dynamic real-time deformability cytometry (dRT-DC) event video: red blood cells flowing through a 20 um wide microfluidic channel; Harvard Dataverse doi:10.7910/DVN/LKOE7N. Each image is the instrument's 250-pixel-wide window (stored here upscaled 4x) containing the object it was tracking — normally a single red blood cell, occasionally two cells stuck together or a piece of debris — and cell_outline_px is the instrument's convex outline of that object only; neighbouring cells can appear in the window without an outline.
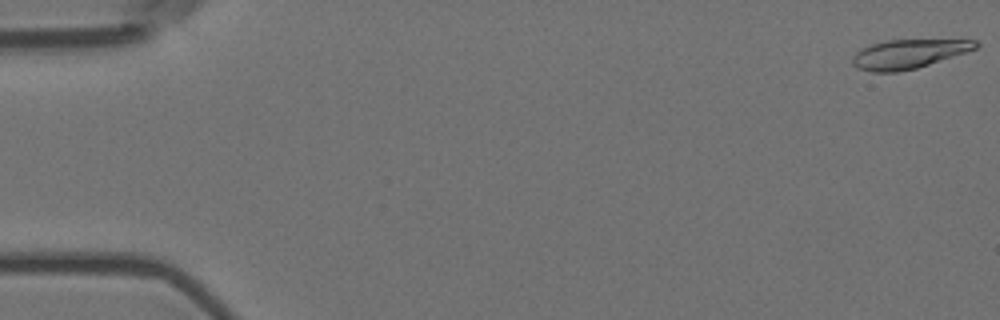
{"species": "Egyptian fruit bat (a non-hibernating species)", "species_latin": "Rousettus aegyptiacus", "temperature_condition": "room temperature", "stored_images_in_passage": 57, "camera_frame_rate_fps": 3000, "um_per_image_px": 0.085, "animal": {"sex": "female"}, "frame": {"image": 1, "passage_image": 1, "time_ms": 0.0, "image_size_px": [1000, 320], "cell_outline_px": [[980, 44], [976, 48], [916, 68], [896, 72], [872, 72], [856, 68], [852, 64], [852, 56], [860, 48], [872, 44], [888, 40], [976, 40]], "centroid_in_image_um": [77.14, 4.59], "position_along_channel_um": 7.9, "area_um2": 20.58}}
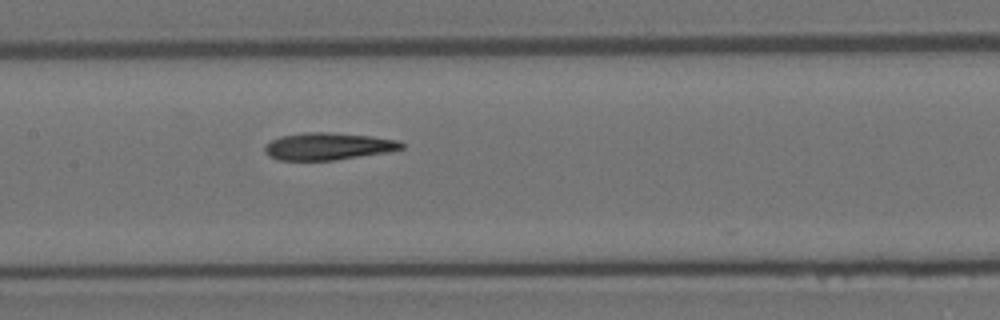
{"frame": {"image": 2, "passage_image": 28, "time_ms": 9.0, "image_size_px": [1000, 320], "cell_outline_px": [[404, 148], [384, 152], [332, 160], [280, 160], [268, 156], [264, 152], [264, 148], [272, 140], [280, 136], [304, 132], [328, 132], [372, 136], [400, 140], [404, 144]], "centroid_in_image_um": [27.87, 12.42], "position_along_channel_um": 179.5, "area_um2": 21.5}}
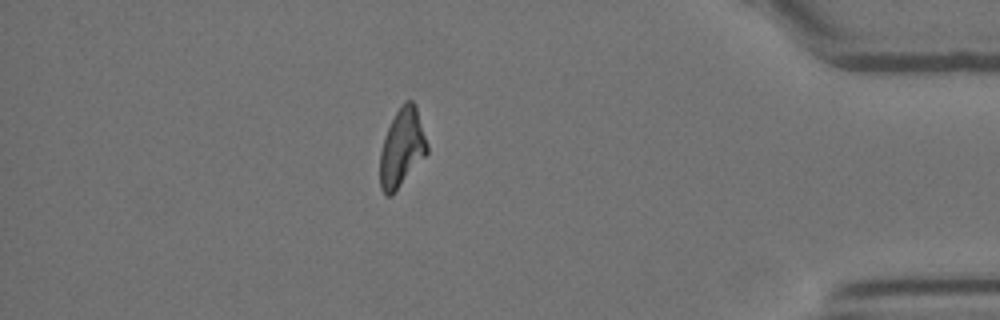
{"frame": {"image": 3, "passage_image": 50, "time_ms": 16.333, "image_size_px": [1000, 320], "cell_outline_px": [[428, 152], [392, 196], [384, 196], [380, 188], [380, 152], [384, 136], [396, 112], [404, 100], [412, 100], [416, 104], [428, 144]], "centroid_in_image_um": [34.16, 12.57], "position_along_channel_um": 401.0, "area_um2": 21.62}, "authors_computed_cell_mechanics": {"area_um2": 21.675, "velocity_mm_per_s": 3.5573, "shape_relaxation_time_tau1_ms": 8.9101, "shape_relaxation_time_tau2_ms": 5.2597, "deformation_change_tau1": 0.2478, "deformation_change_tau2": 0.132}}